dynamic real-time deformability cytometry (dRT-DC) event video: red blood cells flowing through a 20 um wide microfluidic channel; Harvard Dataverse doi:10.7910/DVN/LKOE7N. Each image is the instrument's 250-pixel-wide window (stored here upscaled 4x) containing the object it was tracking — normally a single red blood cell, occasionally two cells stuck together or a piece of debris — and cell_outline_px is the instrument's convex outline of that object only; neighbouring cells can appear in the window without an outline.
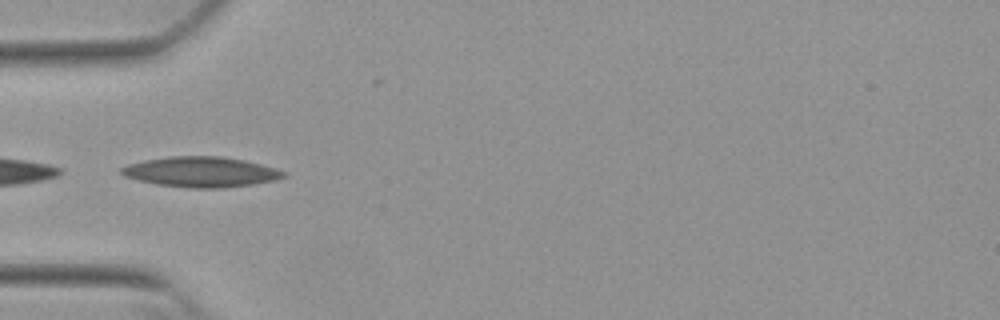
{"species": "Egyptian fruit bat (a non-hibernating species)", "species_latin": "Rousettus aegyptiacus", "temperature_condition": "warm", "stored_images_in_passage": 21, "camera_frame_rate_fps": 3000, "um_per_image_px": 0.085, "animal": {"sex": "female"}, "frame": {"image": 1, "passage_image": 16, "time_ms": 5.0, "image_size_px": [1000, 320], "cell_outline_px": [[288, 176], [276, 180], [252, 184], [224, 188], [188, 188], [156, 184], [124, 176], [120, 172], [120, 168], [128, 164], [144, 160], [168, 156], [220, 156], [244, 160], [276, 168], [288, 172]], "centroid_in_image_um": [17.12, 14.61], "position_along_channel_um": 67.9, "area_um2": 28.78}}